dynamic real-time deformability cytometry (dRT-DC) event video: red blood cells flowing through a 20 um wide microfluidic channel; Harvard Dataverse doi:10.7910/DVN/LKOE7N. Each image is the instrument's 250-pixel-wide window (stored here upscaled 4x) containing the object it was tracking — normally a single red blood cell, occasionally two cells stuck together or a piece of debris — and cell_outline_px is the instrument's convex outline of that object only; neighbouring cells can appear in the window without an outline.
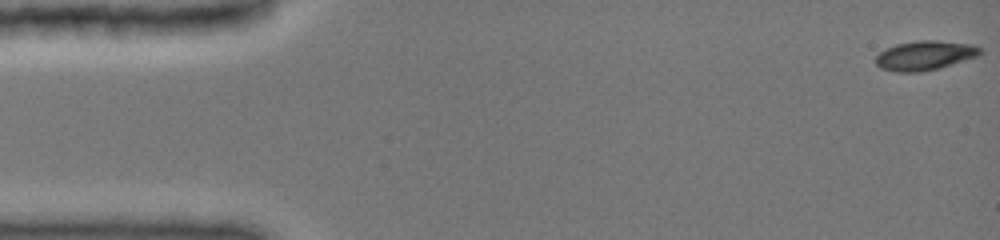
{"species": "common noctule bat (a hibernating species)", "species_latin": "Nyctalus noctula", "temperature_condition": "cold", "stored_images_in_passage": 8, "camera_frame_rate_fps": 3000, "um_per_image_px": 0.085, "animal": {"sex": "female", "body_mass_g": 19.0, "forearm_length_mm": 51.5}, "frame": {"image": 1, "passage_image": 1, "time_ms": 0.0, "image_size_px": [1000, 240], "cell_outline_px": [[980, 52], [976, 56], [936, 68], [916, 72], [896, 72], [880, 68], [876, 64], [876, 56], [880, 52], [896, 44], [920, 40], [936, 40], [972, 44], [980, 48]], "centroid_in_image_um": [78.55, 4.7], "position_along_channel_um": 6.4, "area_um2": 17.4}}
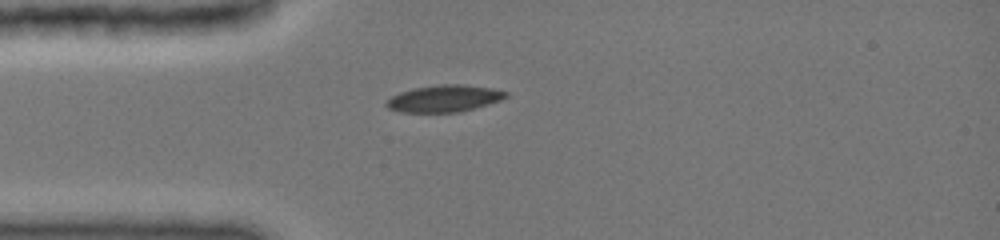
{"frame": {"image": 2, "passage_image": 6, "time_ms": 4.0, "image_size_px": [1000, 240], "cell_outline_px": [[508, 96], [472, 108], [456, 112], [404, 112], [388, 108], [384, 104], [392, 96], [400, 92], [416, 88], [444, 84], [460, 84], [488, 88], [508, 92]], "centroid_in_image_um": [37.69, 8.37], "position_along_channel_um": 47.3, "area_um2": 17.98}}
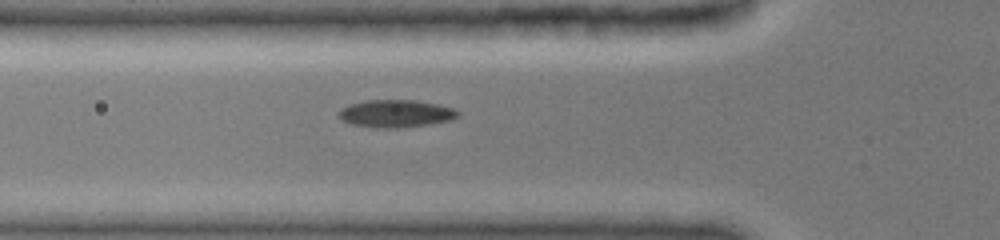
{"frame": {"image": 3, "passage_image": 8, "time_ms": 5.333, "image_size_px": [1000, 240], "cell_outline_px": [[460, 112], [456, 116], [448, 120], [424, 124], [396, 128], [376, 128], [352, 124], [344, 120], [340, 116], [340, 112], [344, 108], [352, 104], [368, 100], [412, 100], [436, 104], [452, 108]], "centroid_in_image_um": [33.64, 9.65], "position_along_channel_um": 92.2, "area_um2": 18.38}}